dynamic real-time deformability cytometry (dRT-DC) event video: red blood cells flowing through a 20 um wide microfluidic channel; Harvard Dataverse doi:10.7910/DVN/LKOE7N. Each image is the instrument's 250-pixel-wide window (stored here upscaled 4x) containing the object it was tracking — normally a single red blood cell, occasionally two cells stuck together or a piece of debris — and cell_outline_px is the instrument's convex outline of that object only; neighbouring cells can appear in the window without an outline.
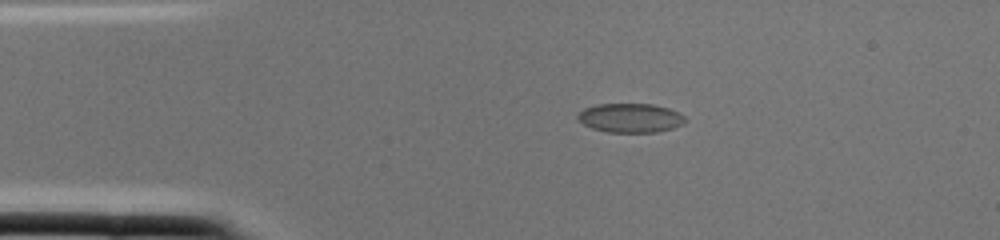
{"species": "common noctule bat (a hibernating species)", "species_latin": "Nyctalus noctula", "temperature_condition": "cold", "stored_images_in_passage": 1, "camera_frame_rate_fps": 3000, "um_per_image_px": 0.085, "animal": {"sex": "female", "body_mass_g": 22.0, "forearm_length_mm": 56.7}, "frame": {"image": 1, "passage_image": 1, "time_ms": 0.0, "image_size_px": [1000, 240], "cell_outline_px": [[688, 120], [684, 124], [672, 128], [656, 132], [608, 132], [592, 128], [576, 120], [576, 116], [584, 108], [596, 104], [652, 104], [668, 108], [684, 116]], "centroid_in_image_um": [53.57, 10.02], "position_along_channel_um": 31.4, "area_um2": 18.26}}